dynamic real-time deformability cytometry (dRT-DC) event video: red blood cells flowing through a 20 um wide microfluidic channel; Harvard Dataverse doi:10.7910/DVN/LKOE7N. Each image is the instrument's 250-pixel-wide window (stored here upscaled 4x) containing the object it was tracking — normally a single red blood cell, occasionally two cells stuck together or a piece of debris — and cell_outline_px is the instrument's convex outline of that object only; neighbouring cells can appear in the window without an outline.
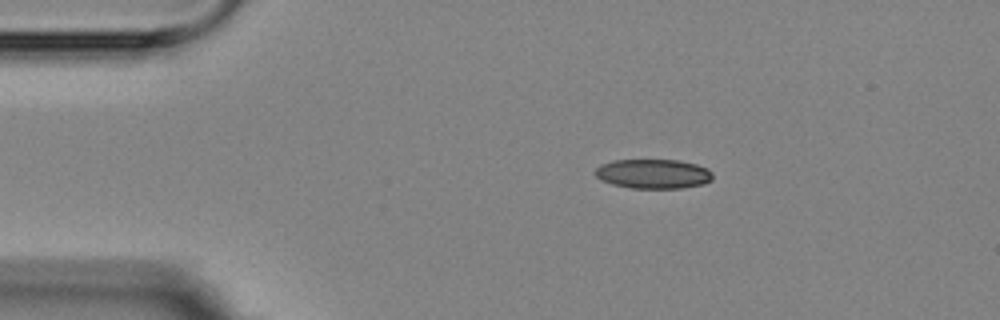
{"species": "Egyptian fruit bat (a non-hibernating species)", "species_latin": "Rousettus aegyptiacus", "temperature_condition": "room temperature", "stored_images_in_passage": 2, "camera_frame_rate_fps": 3000, "um_per_image_px": 0.085, "animal": {"sex": "female"}, "frame": {"image": 1, "passage_image": 1, "time_ms": 0.0, "image_size_px": [1000, 320], "cell_outline_px": [[712, 180], [704, 184], [680, 188], [632, 188], [612, 184], [600, 180], [592, 172], [600, 164], [612, 160], [680, 160], [696, 164], [708, 168], [712, 172]], "centroid_in_image_um": [55.51, 14.77], "position_along_channel_um": 29.5, "area_um2": 20.4}}